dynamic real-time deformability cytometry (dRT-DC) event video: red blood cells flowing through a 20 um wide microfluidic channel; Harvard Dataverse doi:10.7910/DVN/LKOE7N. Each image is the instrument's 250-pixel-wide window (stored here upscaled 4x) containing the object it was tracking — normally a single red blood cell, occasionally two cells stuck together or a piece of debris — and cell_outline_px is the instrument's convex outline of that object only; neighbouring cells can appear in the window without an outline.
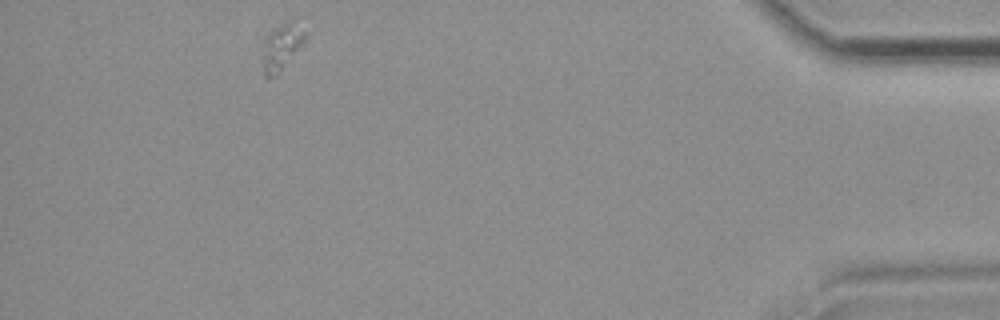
{"species": "common noctule bat (a hibernating species)", "species_latin": "Nyctalus noctula", "temperature_condition": "room temperature", "stored_images_in_passage": 40, "camera_frame_rate_fps": 3000, "um_per_image_px": 0.085, "animal": {"sex": "female", "body_mass_g": 19.9}, "frame": {"image": 1, "passage_image": 36, "time_ms": 11.667, "image_size_px": [1000, 320], "cell_outline_px": [[304, 48], [276, 76], [268, 80], [264, 76], [264, 40], [276, 28], [292, 20], [304, 32]], "centroid_in_image_um": [23.98, 4.09], "position_along_channel_um": 411.2, "area_um2": 11.33}}